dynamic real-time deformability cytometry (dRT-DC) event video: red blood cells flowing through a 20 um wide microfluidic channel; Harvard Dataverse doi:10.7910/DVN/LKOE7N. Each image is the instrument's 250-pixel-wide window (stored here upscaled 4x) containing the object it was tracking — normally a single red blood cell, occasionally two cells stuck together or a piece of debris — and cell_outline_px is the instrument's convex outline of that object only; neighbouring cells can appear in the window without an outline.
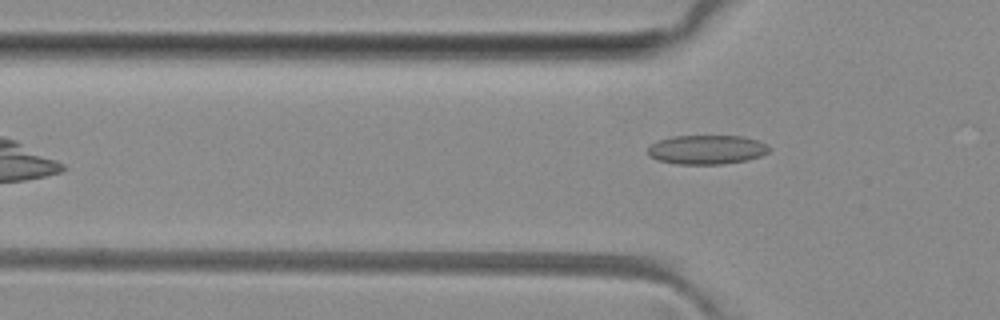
{"species": "common noctule bat (a hibernating species)", "species_latin": "Nyctalus noctula", "temperature_condition": "room temperature", "stored_images_in_passage": 6, "camera_frame_rate_fps": 3000, "um_per_image_px": 0.085, "animal": {"sex": "female", "body_mass_g": 29.2, "forearm_length_mm": 56.3}, "frame": {"image": 1, "passage_image": 6, "time_ms": 5.667, "image_size_px": [1000, 320], "cell_outline_px": [[772, 148], [768, 152], [760, 156], [748, 160], [724, 164], [676, 164], [656, 160], [648, 156], [648, 148], [652, 144], [660, 140], [672, 136], [744, 136], [756, 140]], "centroid_in_image_um": [60.06, 12.73], "position_along_channel_um": 65.7, "area_um2": 20.69}}